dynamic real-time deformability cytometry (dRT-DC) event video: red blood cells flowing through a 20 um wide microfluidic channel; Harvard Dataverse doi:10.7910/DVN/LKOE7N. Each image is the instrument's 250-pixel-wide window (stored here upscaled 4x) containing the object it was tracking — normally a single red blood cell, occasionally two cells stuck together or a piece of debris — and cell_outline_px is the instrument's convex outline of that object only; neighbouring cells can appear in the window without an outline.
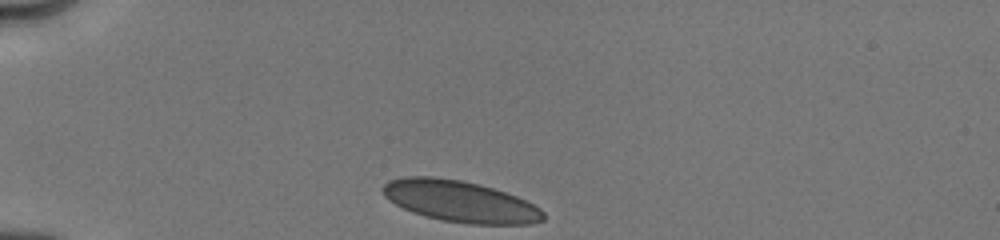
{"species": "human", "species_latin": "Homo sapiens", "temperature_condition": "cold", "stored_images_in_passage": 41, "camera_frame_rate_fps": 3000, "um_per_image_px": 0.085, "donor": {"sex": "male"}, "frame": {"image": 1, "passage_image": 1, "time_ms": 0.0, "image_size_px": [1000, 240], "cell_outline_px": [[544, 220], [532, 224], [468, 224], [444, 220], [424, 216], [412, 212], [388, 200], [384, 196], [380, 188], [388, 180], [404, 176], [432, 176], [460, 180], [480, 184], [516, 196], [540, 208], [544, 212]], "centroid_in_image_um": [39.07, 17.11], "position_along_channel_um": 45.9, "area_um2": 38.73}}
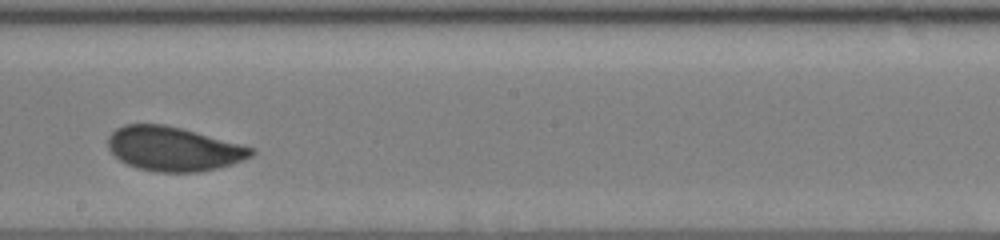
{"frame": {"image": 2, "passage_image": 23, "time_ms": 5.667, "image_size_px": [1000, 240], "cell_outline_px": [[256, 152], [252, 156], [232, 164], [216, 168], [196, 172], [156, 172], [136, 168], [120, 160], [108, 148], [108, 136], [116, 128], [124, 124], [164, 124], [196, 132], [256, 148]], "centroid_in_image_um": [14.75, 12.65], "position_along_channel_um": 233.5, "area_um2": 36.88}}
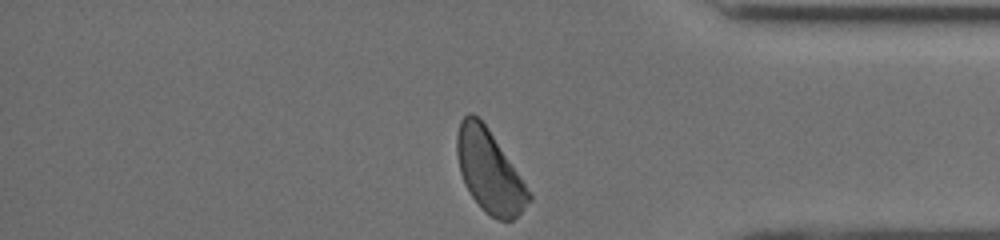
{"frame": {"image": 3, "passage_image": 41, "time_ms": 10.0, "image_size_px": [1000, 240], "cell_outline_px": [[532, 200], [512, 220], [496, 220], [484, 212], [468, 192], [464, 184], [460, 172], [456, 152], [456, 136], [460, 120], [468, 112], [472, 112], [488, 128], [532, 196]], "centroid_in_image_um": [41.55, 14.57], "position_along_channel_um": 393.6, "area_um2": 34.1}, "authors_computed_cell_mechanics": {"area_um2": 37.3388, "velocity_mm_per_s": 3.9808, "shape_relaxation_time_tau1_ms": 7.6433, "shape_relaxation_time_tau2_ms": null, "deformation_change_tau1": 0.164, "deformation_change_tau2": null}}